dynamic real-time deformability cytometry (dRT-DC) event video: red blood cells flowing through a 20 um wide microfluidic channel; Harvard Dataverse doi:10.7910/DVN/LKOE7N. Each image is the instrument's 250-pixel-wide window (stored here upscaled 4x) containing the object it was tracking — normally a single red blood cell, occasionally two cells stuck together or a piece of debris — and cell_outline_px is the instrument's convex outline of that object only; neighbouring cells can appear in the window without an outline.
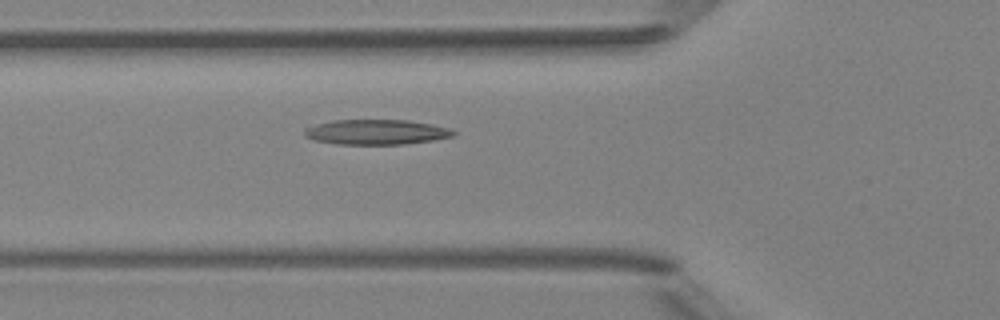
{"species": "Egyptian fruit bat (a non-hibernating species)", "species_latin": "Rousettus aegyptiacus", "temperature_condition": "room temperature", "stored_images_in_passage": 5, "camera_frame_rate_fps": 3000, "um_per_image_px": 0.085, "animal": {"sex": "female"}, "frame": {"image": 1, "passage_image": 5, "time_ms": 4.667, "image_size_px": [1000, 320], "cell_outline_px": [[456, 132], [452, 136], [432, 140], [404, 144], [336, 144], [316, 140], [304, 136], [304, 128], [316, 124], [332, 120], [408, 120], [432, 124], [452, 128]], "centroid_in_image_um": [31.98, 11.22], "position_along_channel_um": 93.8, "area_um2": 21.73}}